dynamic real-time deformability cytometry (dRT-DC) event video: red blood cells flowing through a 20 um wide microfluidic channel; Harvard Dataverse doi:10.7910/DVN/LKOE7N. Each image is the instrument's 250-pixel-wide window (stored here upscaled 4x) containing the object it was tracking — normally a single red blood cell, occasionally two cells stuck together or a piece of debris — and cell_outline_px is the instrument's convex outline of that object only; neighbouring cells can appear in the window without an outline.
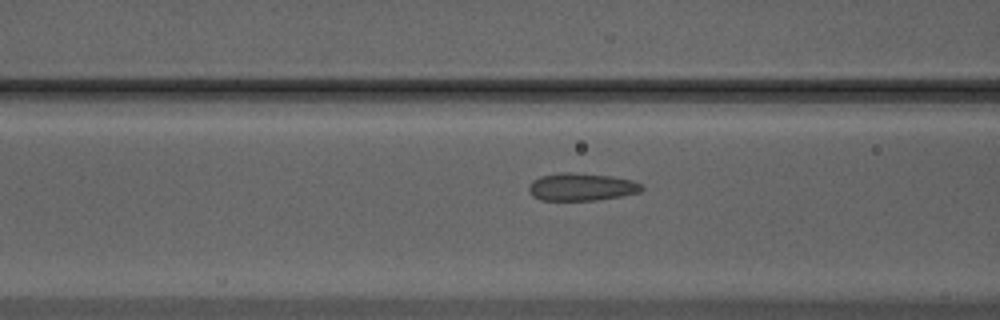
{"species": "Egyptian fruit bat (a non-hibernating species)", "species_latin": "Rousettus aegyptiacus", "temperature_condition": "warm", "stored_images_in_passage": 24, "camera_frame_rate_fps": 3000, "um_per_image_px": 0.085, "animal": {"sex": "male"}, "frame": {"image": 1, "passage_image": 12, "time_ms": 3.667, "image_size_px": [1000, 320], "cell_outline_px": [[644, 188], [640, 192], [620, 196], [596, 200], [540, 200], [532, 196], [528, 188], [528, 184], [532, 180], [540, 176], [560, 172], [572, 172], [612, 176], [632, 180], [640, 184]], "centroid_in_image_um": [49.38, 15.88], "position_along_channel_um": 117.2, "area_um2": 18.26}}
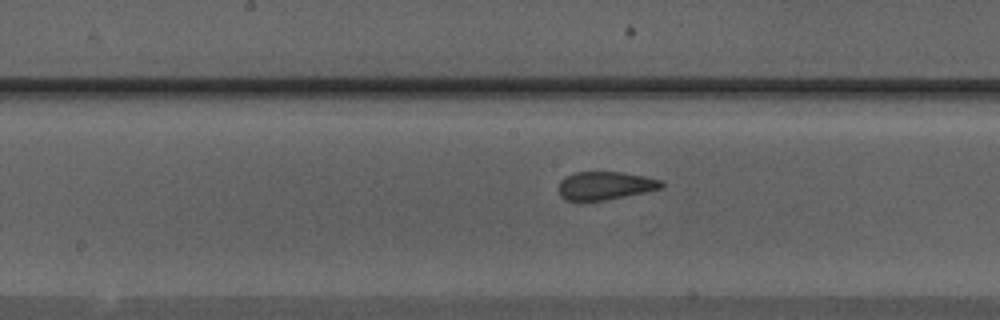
{"frame": {"image": 2, "passage_image": 18, "time_ms": 5.667, "image_size_px": [1000, 320], "cell_outline_px": [[664, 184], [660, 188], [644, 192], [604, 200], [580, 204], [564, 200], [560, 196], [560, 180], [576, 172], [624, 172], [644, 176], [660, 180]], "centroid_in_image_um": [51.37, 15.81], "position_along_channel_um": 196.8, "area_um2": 17.11}}
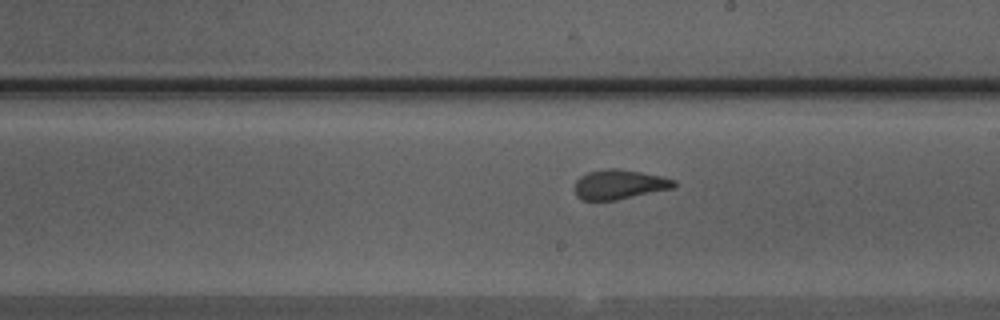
{"frame": {"image": 3, "passage_image": 21, "time_ms": 6.667, "image_size_px": [1000, 320], "cell_outline_px": [[676, 184], [672, 188], [616, 200], [584, 200], [576, 196], [576, 180], [580, 176], [588, 172], [608, 168], [616, 168], [640, 172], [660, 176], [676, 180]], "centroid_in_image_um": [52.63, 15.67], "position_along_channel_um": 236.4, "area_um2": 16.88}}